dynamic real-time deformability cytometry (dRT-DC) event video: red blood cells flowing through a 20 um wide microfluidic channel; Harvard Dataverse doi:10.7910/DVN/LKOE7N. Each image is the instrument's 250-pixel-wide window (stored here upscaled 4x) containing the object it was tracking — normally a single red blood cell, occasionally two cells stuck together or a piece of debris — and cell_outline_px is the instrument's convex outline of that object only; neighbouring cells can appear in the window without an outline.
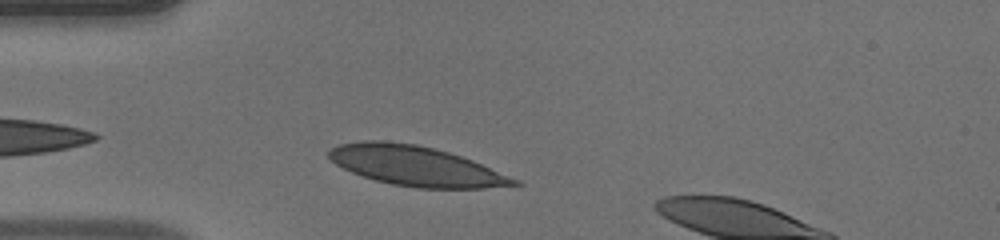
{"species": "human", "species_latin": "Homo sapiens", "temperature_condition": "warm", "stored_images_in_passage": 32, "camera_frame_rate_fps": 3000, "um_per_image_px": 0.085, "donor": {"sex": "male"}, "frame": {"image": 1, "passage_image": 3, "time_ms": 0.667, "image_size_px": [1000, 240], "cell_outline_px": [[524, 184], [484, 188], [416, 188], [392, 184], [376, 180], [352, 172], [336, 164], [328, 156], [328, 152], [332, 148], [340, 144], [364, 140], [380, 140], [416, 144], [448, 152], [472, 160], [520, 180]], "centroid_in_image_um": [35.37, 14.11], "position_along_channel_um": 49.6, "area_um2": 42.6}}
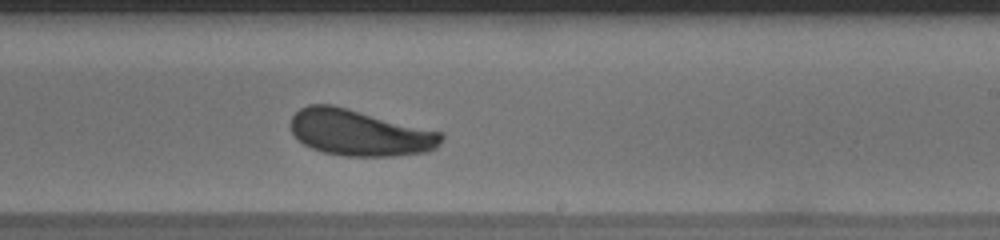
{"frame": {"image": 2, "passage_image": 19, "time_ms": 6.0, "image_size_px": [1000, 240], "cell_outline_px": [[444, 136], [440, 144], [436, 148], [428, 152], [392, 156], [344, 156], [324, 152], [312, 148], [304, 144], [292, 132], [292, 116], [300, 108], [308, 104], [332, 104], [444, 132]], "centroid_in_image_um": [30.62, 11.28], "position_along_channel_um": 258.4, "area_um2": 40.63}}
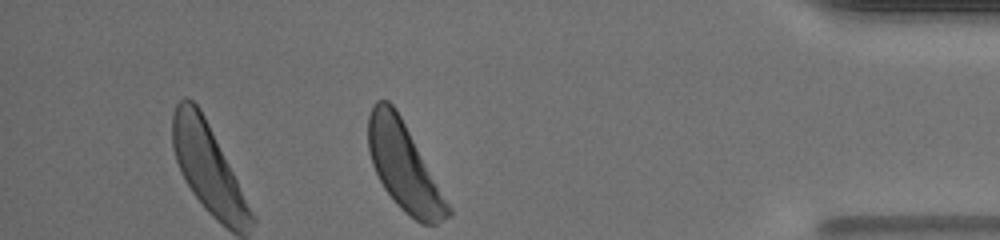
{"frame": {"image": 3, "passage_image": 32, "time_ms": 10.333, "image_size_px": [1000, 240], "cell_outline_px": [[452, 216], [436, 224], [420, 224], [404, 212], [396, 204], [384, 188], [372, 164], [368, 148], [368, 116], [372, 104], [376, 100], [388, 100], [396, 108], [452, 208]], "centroid_in_image_um": [34.34, 14.18], "position_along_channel_um": 400.9, "area_um2": 40.58}, "authors_computed_cell_mechanics": {"area_um2": 40.8935, "velocity_mm_per_s": 4.1677, "shape_relaxation_time_tau1_ms": 2.414, "shape_relaxation_time_tau2_ms": null, "deformation_change_tau1": 0.1158, "deformation_change_tau2": null}}